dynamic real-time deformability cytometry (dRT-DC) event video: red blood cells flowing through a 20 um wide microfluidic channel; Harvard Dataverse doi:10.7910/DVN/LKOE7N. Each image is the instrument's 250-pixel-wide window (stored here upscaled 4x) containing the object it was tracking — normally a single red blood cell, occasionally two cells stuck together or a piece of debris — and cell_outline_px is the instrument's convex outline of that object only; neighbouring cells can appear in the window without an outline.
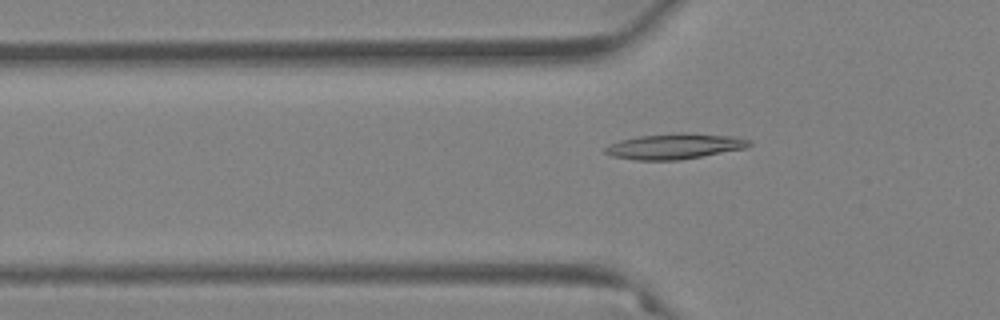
{"species": "Egyptian fruit bat (a non-hibernating species)", "species_latin": "Rousettus aegyptiacus", "temperature_condition": "warm", "stored_images_in_passage": 41, "camera_frame_rate_fps": 3000, "um_per_image_px": 0.085, "animal": {"sex": "female"}, "frame": {"image": 1, "passage_image": 3, "time_ms": 0.667, "image_size_px": [1000, 320], "cell_outline_px": [[752, 144], [748, 148], [680, 160], [636, 160], [612, 156], [604, 152], [604, 148], [620, 140], [640, 136], [684, 132], [732, 136], [752, 140]], "centroid_in_image_um": [57.41, 12.43], "position_along_channel_um": 68.4, "area_um2": 21.44}}
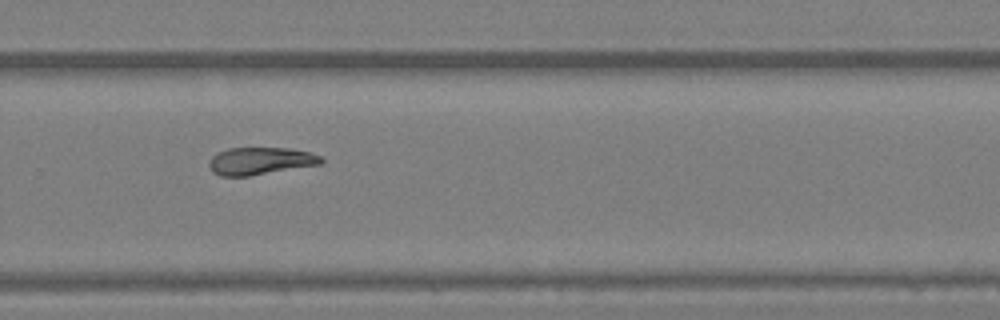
{"frame": {"image": 2, "passage_image": 23, "time_ms": 7.333, "image_size_px": [1000, 320], "cell_outline_px": [[324, 160], [320, 164], [248, 176], [220, 176], [212, 172], [208, 164], [212, 156], [216, 152], [228, 148], [288, 148], [308, 152], [320, 156]], "centroid_in_image_um": [22.07, 13.68], "position_along_channel_um": 307.7, "area_um2": 17.8}}
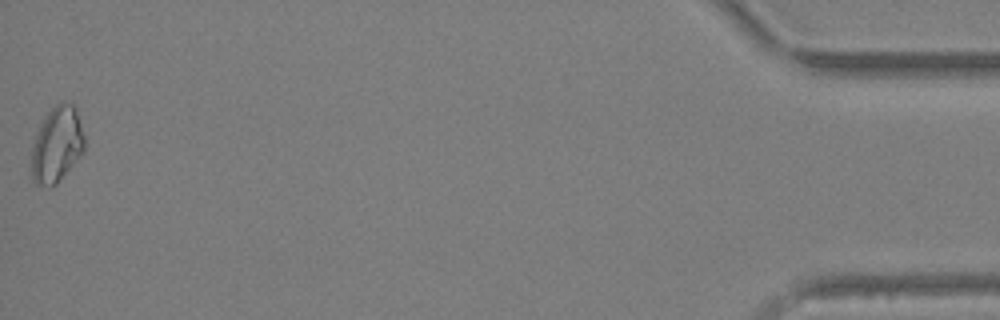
{"frame": {"image": 3, "passage_image": 41, "time_ms": 13.333, "image_size_px": [1000, 320], "cell_outline_px": [[84, 152], [56, 184], [52, 188], [48, 188], [36, 184], [32, 180], [32, 148], [40, 124], [44, 116], [60, 100], [64, 100], [72, 104], [76, 108], [84, 136]], "centroid_in_image_um": [4.84, 12.29], "position_along_channel_um": 430.4, "area_um2": 23.47}, "authors_computed_cell_mechanics": {"area_um2": 18.3804, "velocity_mm_per_s": 3.6032, "shape_relaxation_time_tau1_ms": null, "shape_relaxation_time_tau2_ms": 5.8038, "deformation_change_tau1": null, "deformation_change_tau2": 0.1225}}